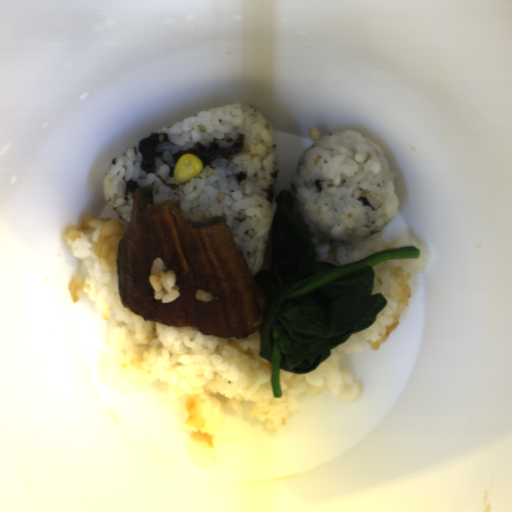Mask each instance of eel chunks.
<instances>
[{"mask_svg": "<svg viewBox=\"0 0 512 512\" xmlns=\"http://www.w3.org/2000/svg\"><path fill=\"white\" fill-rule=\"evenodd\" d=\"M131 222L116 260L122 307L165 326L194 328L206 336L248 338L264 322L249 266L226 217L184 215L180 199L155 204L150 187L132 193ZM160 257L176 275L180 296L155 300L148 281Z\"/></svg>", "mask_w": 512, "mask_h": 512, "instance_id": "obj_1", "label": "eel chunks"}]
</instances>
